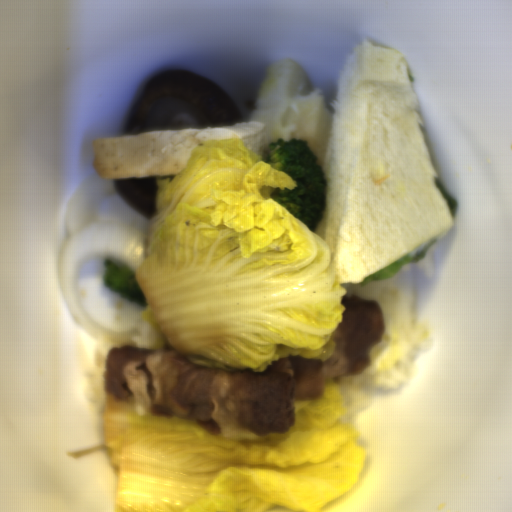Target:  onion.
I'll use <instances>...</instances> for the list:
<instances>
[{
  "label": "onion",
  "instance_id": "1",
  "mask_svg": "<svg viewBox=\"0 0 512 512\" xmlns=\"http://www.w3.org/2000/svg\"><path fill=\"white\" fill-rule=\"evenodd\" d=\"M118 196L114 179L91 173L70 195L65 211L66 243L57 256L58 276L68 313L82 335L115 347L134 346L136 327L123 331L105 329L81 310L74 291V278L82 265L99 258L137 272L144 263L149 232L128 222L97 220L101 202Z\"/></svg>",
  "mask_w": 512,
  "mask_h": 512
}]
</instances>
